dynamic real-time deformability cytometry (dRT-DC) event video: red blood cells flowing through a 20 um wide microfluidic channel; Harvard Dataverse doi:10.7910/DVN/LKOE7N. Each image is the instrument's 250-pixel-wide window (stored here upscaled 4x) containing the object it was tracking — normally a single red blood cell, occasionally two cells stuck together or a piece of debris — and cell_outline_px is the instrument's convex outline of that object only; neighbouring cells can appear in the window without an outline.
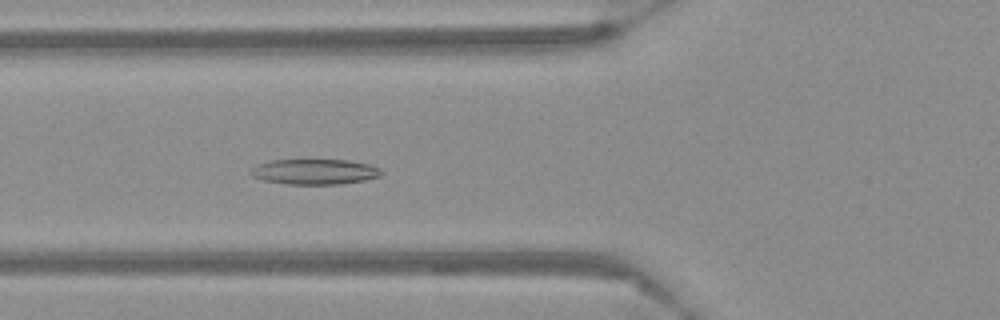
{"species": "Egyptian fruit bat (a non-hibernating species)", "species_latin": "Rousettus aegyptiacus", "temperature_condition": "warm", "stored_images_in_passage": 58, "camera_frame_rate_fps": 3000, "um_per_image_px": 0.085, "frame": {"image": 1, "passage_image": 23, "time_ms": 7.333, "image_size_px": [1000, 320], "cell_outline_px": [[384, 172], [380, 176], [364, 180], [340, 184], [288, 184], [264, 180], [252, 176], [248, 172], [256, 164], [268, 160], [304, 156], [348, 160], [372, 164], [380, 168]], "centroid_in_image_um": [26.71, 14.52], "position_along_channel_um": 99.1, "area_um2": 20.63}}
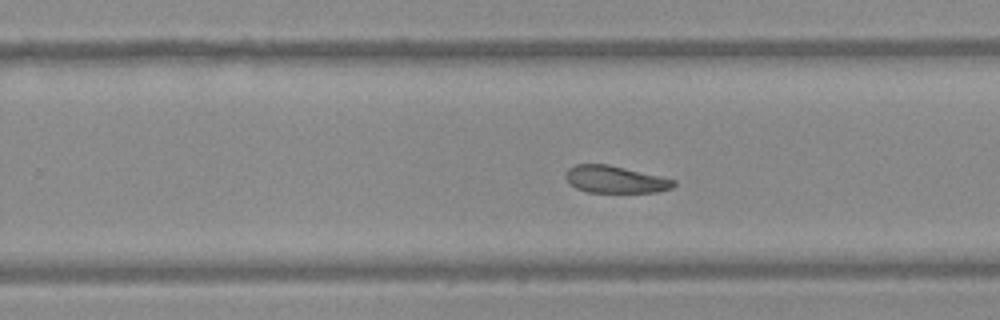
{"frame": {"image": 2, "passage_image": 38, "time_ms": 12.333, "image_size_px": [1000, 320], "cell_outline_px": [[676, 184], [672, 188], [656, 192], [588, 192], [576, 188], [564, 176], [568, 168], [576, 164], [608, 164], [660, 176], [676, 180]], "centroid_in_image_um": [52.3, 15.25], "position_along_channel_um": 277.5, "area_um2": 16.99}}
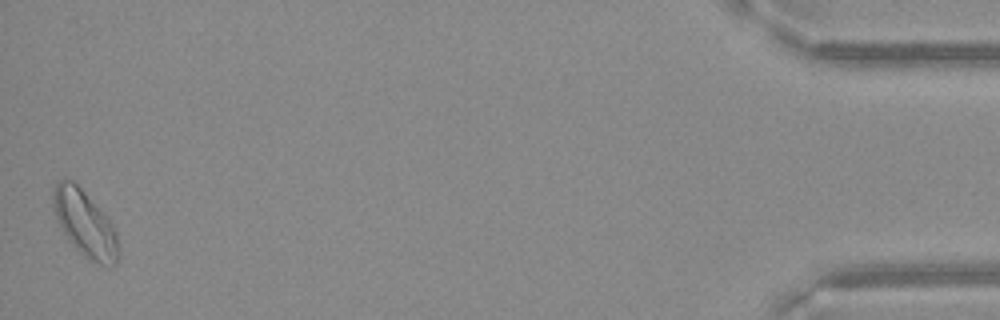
{"frame": {"image": 3, "passage_image": 58, "time_ms": 19.0, "image_size_px": [1000, 320], "cell_outline_px": [[120, 252], [116, 264], [112, 268], [108, 268], [84, 256], [68, 240], [56, 220], [52, 208], [52, 188], [64, 176], [72, 180], [80, 188], [112, 224], [116, 232]], "centroid_in_image_um": [7.2, 19.03], "position_along_channel_um": 428.0, "area_um2": 25.2}}